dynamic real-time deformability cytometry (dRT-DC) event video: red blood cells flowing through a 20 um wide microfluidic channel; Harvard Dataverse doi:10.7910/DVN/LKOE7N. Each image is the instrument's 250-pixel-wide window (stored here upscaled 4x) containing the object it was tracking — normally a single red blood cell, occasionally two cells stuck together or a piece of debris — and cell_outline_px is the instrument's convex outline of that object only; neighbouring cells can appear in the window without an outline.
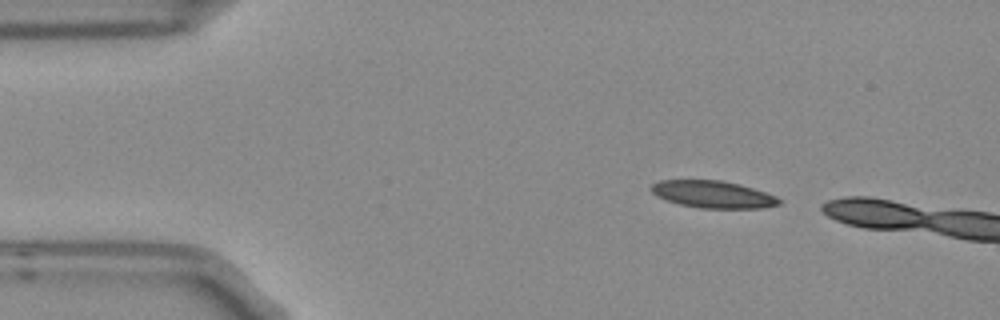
{"species": "Egyptian fruit bat (a non-hibernating species)", "species_latin": "Rousettus aegyptiacus", "temperature_condition": "room temperature", "stored_images_in_passage": 3, "camera_frame_rate_fps": 3000, "um_per_image_px": 0.085, "frame": {"image": 1, "passage_image": 1, "time_ms": 0.0, "image_size_px": [1000, 320], "cell_outline_px": [[780, 204], [760, 208], [700, 208], [680, 204], [656, 196], [648, 188], [652, 184], [660, 180], [720, 180], [740, 184], [776, 196], [780, 200]], "centroid_in_image_um": [60.56, 16.51], "position_along_channel_um": 24.4, "area_um2": 20.11}}